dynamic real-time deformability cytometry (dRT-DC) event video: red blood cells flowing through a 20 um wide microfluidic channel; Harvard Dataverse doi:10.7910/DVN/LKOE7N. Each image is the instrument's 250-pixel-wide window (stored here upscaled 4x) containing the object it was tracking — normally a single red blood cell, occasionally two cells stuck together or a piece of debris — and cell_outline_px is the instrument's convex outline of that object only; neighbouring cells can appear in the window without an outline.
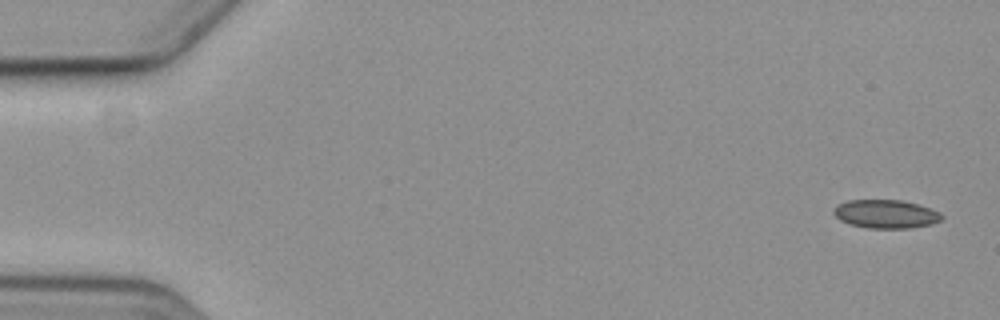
{"species": "common noctule bat (a hibernating species)", "species_latin": "Nyctalus noctula", "temperature_condition": "cold", "stored_images_in_passage": 5, "camera_frame_rate_fps": 3000, "um_per_image_px": 0.085, "animal": {"sex": "female", "body_mass_g": 19.3, "forearm_length_mm": 54.1}, "frame": {"image": 1, "passage_image": 1, "time_ms": 0.0, "image_size_px": [1000, 320], "cell_outline_px": [[944, 216], [940, 220], [932, 224], [908, 228], [868, 228], [852, 224], [840, 220], [832, 212], [836, 204], [848, 200], [904, 200], [940, 212]], "centroid_in_image_um": [75.28, 18.18], "position_along_channel_um": 9.7, "area_um2": 17.86}}
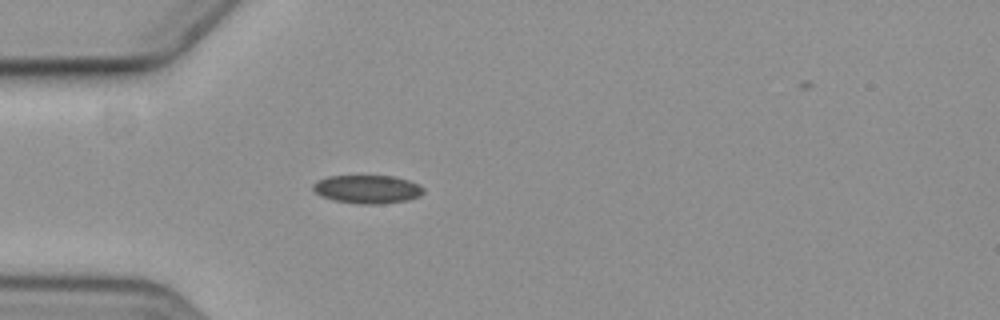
{"frame": {"image": 2, "passage_image": 5, "time_ms": 5.0, "image_size_px": [1000, 320], "cell_outline_px": [[424, 192], [420, 196], [408, 200], [384, 204], [360, 204], [332, 200], [320, 196], [312, 188], [312, 184], [316, 180], [328, 176], [392, 176], [408, 180], [420, 184], [424, 188]], "centroid_in_image_um": [31.23, 16.09], "position_along_channel_um": 53.8, "area_um2": 18.5}}